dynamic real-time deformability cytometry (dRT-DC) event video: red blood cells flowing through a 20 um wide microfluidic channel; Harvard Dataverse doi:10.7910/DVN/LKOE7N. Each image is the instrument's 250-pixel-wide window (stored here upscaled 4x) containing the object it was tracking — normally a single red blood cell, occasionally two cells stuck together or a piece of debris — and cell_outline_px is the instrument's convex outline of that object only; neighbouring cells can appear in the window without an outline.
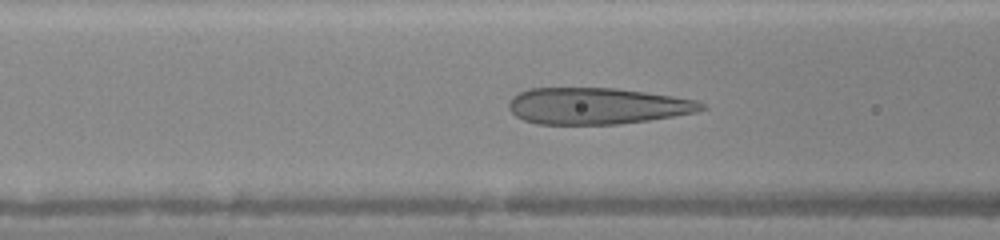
{"species": "human", "species_latin": "Homo sapiens", "temperature_condition": "warm", "stored_images_in_passage": 28, "camera_frame_rate_fps": 3000, "um_per_image_px": 0.085, "donor": {"sex": "female"}, "frame": {"image": 1, "passage_image": 6, "time_ms": 1.667, "image_size_px": [1000, 240], "cell_outline_px": [[708, 108], [696, 112], [648, 120], [616, 124], [536, 124], [524, 120], [516, 116], [508, 108], [508, 104], [512, 96], [528, 88], [616, 88], [672, 96], [696, 100], [704, 104]], "centroid_in_image_um": [50.72, 9.0], "position_along_channel_um": 115.9, "area_um2": 40.86}}
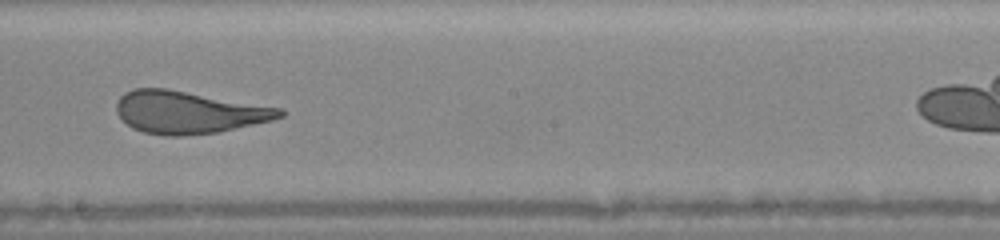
{"frame": {"image": 2, "passage_image": 14, "time_ms": 4.333, "image_size_px": [1000, 240], "cell_outline_px": [[288, 112], [284, 116], [272, 120], [220, 132], [180, 136], [164, 136], [144, 132], [132, 128], [116, 112], [116, 104], [120, 96], [124, 92], [136, 88], [168, 88], [284, 108]], "centroid_in_image_um": [16.07, 9.54], "position_along_channel_um": 232.1, "area_um2": 40.75}}
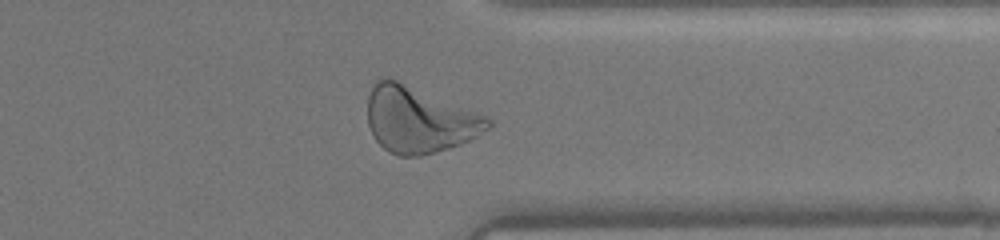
{"frame": {"image": 3, "passage_image": 24, "time_ms": 7.667, "image_size_px": [1000, 240], "cell_outline_px": [[492, 124], [488, 128], [476, 136], [460, 144], [436, 152], [420, 156], [400, 156], [388, 152], [372, 136], [368, 124], [368, 96], [376, 80], [380, 76], [388, 76], [488, 116], [492, 120]], "centroid_in_image_um": [35.6, 10.16], "position_along_channel_um": 375.8, "area_um2": 46.53}}